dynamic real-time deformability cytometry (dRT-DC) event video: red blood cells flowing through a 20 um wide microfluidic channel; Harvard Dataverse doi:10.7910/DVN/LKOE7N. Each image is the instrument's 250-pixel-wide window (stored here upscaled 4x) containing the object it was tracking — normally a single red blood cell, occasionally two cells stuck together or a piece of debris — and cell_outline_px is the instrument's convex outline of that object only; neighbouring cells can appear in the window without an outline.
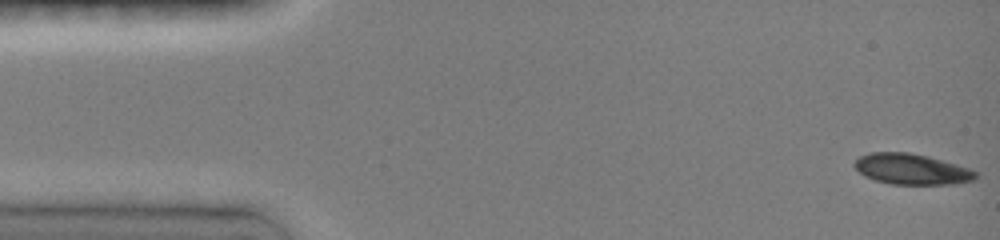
{"species": "common noctule bat (a hibernating species)", "species_latin": "Nyctalus noctula", "temperature_condition": "room temperature", "stored_images_in_passage": 8, "camera_frame_rate_fps": 3000, "um_per_image_px": 0.085, "animal": {"sex": "female", "body_mass_g": 19.0, "forearm_length_mm": 51.5}, "frame": {"image": 1, "passage_image": 1, "time_ms": 0.0, "image_size_px": [1000, 240], "cell_outline_px": [[980, 176], [976, 180], [956, 184], [892, 184], [876, 180], [864, 176], [852, 164], [860, 156], [872, 152], [908, 152], [956, 164], [980, 172]], "centroid_in_image_um": [77.54, 14.39], "position_along_channel_um": 7.5, "area_um2": 21.68}}
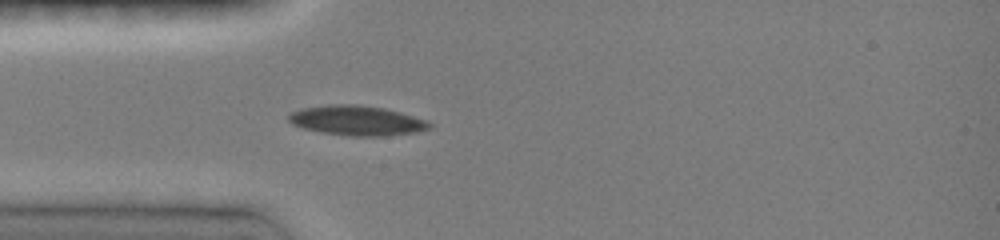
{"frame": {"image": 2, "passage_image": 8, "time_ms": 2.333, "image_size_px": [1000, 240], "cell_outline_px": [[432, 128], [416, 132], [388, 136], [352, 136], [324, 132], [304, 128], [292, 124], [288, 120], [288, 116], [292, 112], [300, 108], [328, 104], [356, 104], [384, 108], [400, 112], [428, 120], [432, 124]], "centroid_in_image_um": [30.37, 10.24], "position_along_channel_um": 54.6, "area_um2": 24.57}}